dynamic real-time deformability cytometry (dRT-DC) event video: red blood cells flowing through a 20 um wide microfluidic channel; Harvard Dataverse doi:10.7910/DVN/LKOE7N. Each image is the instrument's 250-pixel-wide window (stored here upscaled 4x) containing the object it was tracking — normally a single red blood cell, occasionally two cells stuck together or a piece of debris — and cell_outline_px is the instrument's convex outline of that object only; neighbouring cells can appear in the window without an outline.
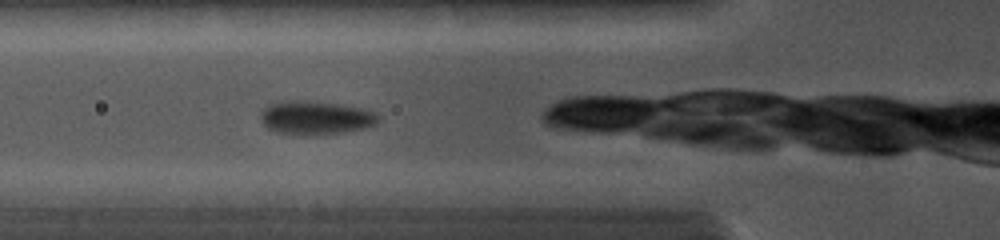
{"species": "common noctule bat (a hibernating species)", "species_latin": "Nyctalus noctula", "temperature_condition": "cold", "stored_images_in_passage": 18, "camera_frame_rate_fps": 5000, "um_per_image_px": 0.085, "animal": {"sex": "female", "body_mass_g": 19.0, "forearm_length_mm": 56.7}, "frame": {"image": 1, "passage_image": 2, "time_ms": 0.6, "image_size_px": [1000, 240], "cell_outline_px": [[380, 120], [376, 124], [364, 128], [344, 132], [276, 132], [268, 128], [260, 120], [260, 112], [264, 108], [280, 100], [308, 100], [340, 104], [364, 108], [376, 112], [380, 116]], "centroid_in_image_um": [26.87, 9.94], "position_along_channel_um": 98.9, "area_um2": 22.54}}
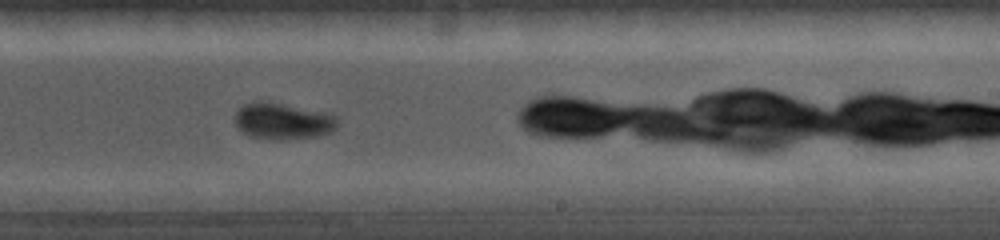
{"frame": {"image": 2, "passage_image": 10, "time_ms": 4.4, "image_size_px": [1000, 240], "cell_outline_px": [[336, 128], [332, 132], [316, 136], [288, 140], [272, 140], [248, 136], [236, 128], [236, 112], [244, 104], [260, 100], [280, 104], [336, 116]], "centroid_in_image_um": [23.97, 10.34], "position_along_channel_um": 265.0, "area_um2": 21.44}}
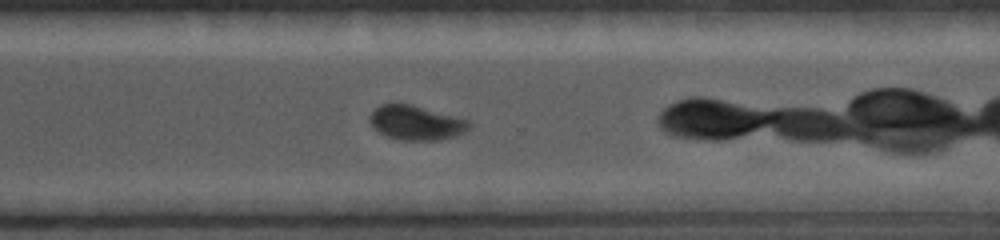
{"frame": {"image": 3, "passage_image": 14, "time_ms": 6.0, "image_size_px": [1000, 240], "cell_outline_px": [[472, 124], [464, 132], [456, 136], [436, 140], [400, 140], [388, 136], [380, 132], [368, 120], [372, 112], [380, 104], [412, 104], [472, 120]], "centroid_in_image_um": [35.42, 10.42], "position_along_channel_um": 335.2, "area_um2": 19.94}}